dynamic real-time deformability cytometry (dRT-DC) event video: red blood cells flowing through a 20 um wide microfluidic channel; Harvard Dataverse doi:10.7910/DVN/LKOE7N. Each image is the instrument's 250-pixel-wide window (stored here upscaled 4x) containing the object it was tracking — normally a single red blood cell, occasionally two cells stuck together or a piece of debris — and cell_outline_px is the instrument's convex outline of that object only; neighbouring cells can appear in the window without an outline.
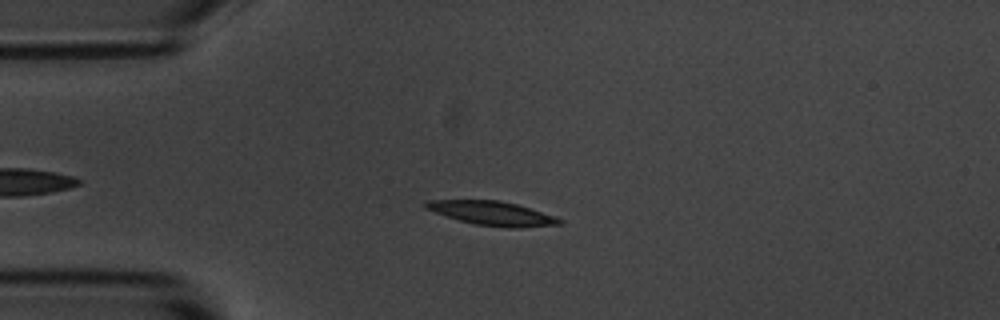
{"species": "common noctule bat (a hibernating species)", "species_latin": "Nyctalus noctula", "temperature_condition": "room temperature", "stored_images_in_passage": 5, "camera_frame_rate_fps": 3000, "um_per_image_px": 0.085, "animal": {"sex": "male", "body_mass_g": 20.1, "forearm_length_mm": 53.5}, "frame": {"image": 1, "passage_image": 3, "time_ms": 2.0, "image_size_px": [1000, 320], "cell_outline_px": [[564, 224], [520, 228], [508, 228], [476, 224], [460, 220], [424, 208], [420, 204], [424, 200], [500, 200], [516, 204], [564, 220]], "centroid_in_image_um": [41.81, 18.13], "position_along_channel_um": 43.2, "area_um2": 18.61}}